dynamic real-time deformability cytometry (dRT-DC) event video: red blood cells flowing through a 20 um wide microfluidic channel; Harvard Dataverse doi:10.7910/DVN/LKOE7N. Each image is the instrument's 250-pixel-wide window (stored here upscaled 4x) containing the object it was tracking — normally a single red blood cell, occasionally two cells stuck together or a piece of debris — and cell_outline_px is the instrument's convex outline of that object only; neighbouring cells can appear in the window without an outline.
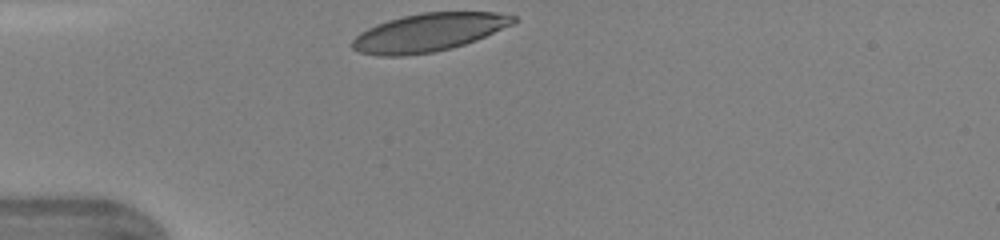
{"species": "human", "species_latin": "Homo sapiens", "temperature_condition": "warm", "stored_images_in_passage": 27, "camera_frame_rate_fps": 3000, "um_per_image_px": 0.085, "donor": {"sex": "female"}, "frame": {"image": 1, "passage_image": 1, "time_ms": 0.0, "image_size_px": [1000, 240], "cell_outline_px": [[516, 20], [512, 24], [476, 40], [452, 48], [432, 52], [404, 56], [376, 56], [360, 52], [352, 48], [352, 40], [360, 32], [376, 24], [388, 20], [404, 16], [424, 12], [496, 12], [516, 16]], "centroid_in_image_um": [36.41, 2.76], "position_along_channel_um": 48.6, "area_um2": 35.6}}
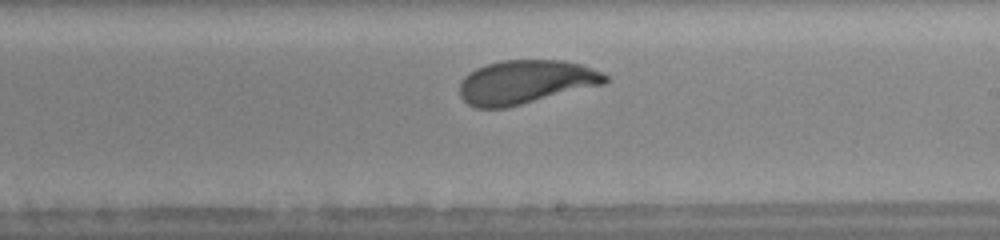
{"frame": {"image": 2, "passage_image": 16, "time_ms": 5.0, "image_size_px": [1000, 240], "cell_outline_px": [[608, 80], [604, 84], [504, 108], [476, 108], [468, 104], [460, 96], [460, 84], [464, 76], [468, 72], [476, 68], [488, 64], [504, 60], [564, 60], [580, 64], [604, 72], [608, 76]], "centroid_in_image_um": [44.67, 6.96], "position_along_channel_um": 244.3, "area_um2": 36.99}}
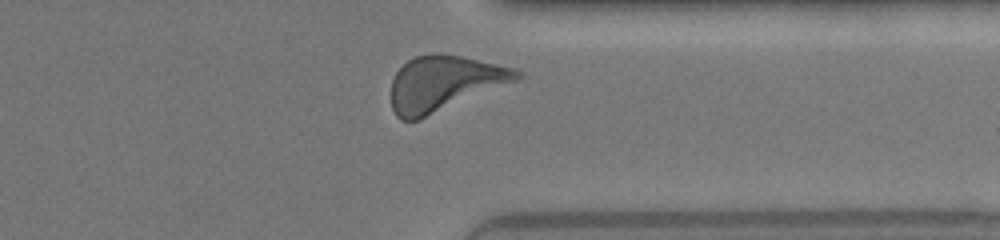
{"frame": {"image": 3, "passage_image": 25, "time_ms": 8.0, "image_size_px": [1000, 240], "cell_outline_px": [[524, 76], [516, 80], [420, 120], [400, 120], [396, 116], [392, 108], [392, 80], [396, 72], [408, 60], [416, 56], [432, 52], [436, 52], [460, 56], [516, 68], [524, 72]], "centroid_in_image_um": [37.75, 7.08], "position_along_channel_um": 373.7, "area_um2": 40.34}, "authors_computed_cell_mechanics": {"area_um2": 37.3388, "velocity_mm_per_s": 4.328, "shape_relaxation_time_tau1_ms": 2.003, "shape_relaxation_time_tau2_ms": 0.5248, "deformation_change_tau1": 0.1309, "deformation_change_tau2": 0.0607}}